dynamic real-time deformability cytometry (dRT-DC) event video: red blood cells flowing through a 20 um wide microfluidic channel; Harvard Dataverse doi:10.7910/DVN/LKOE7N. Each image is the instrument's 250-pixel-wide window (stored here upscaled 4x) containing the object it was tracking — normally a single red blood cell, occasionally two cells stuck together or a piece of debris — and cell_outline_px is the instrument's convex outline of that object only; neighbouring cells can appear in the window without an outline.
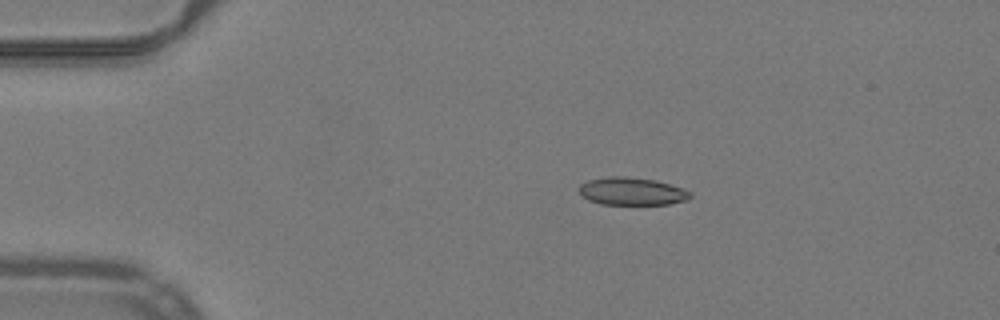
{"species": "common noctule bat (a hibernating species)", "species_latin": "Nyctalus noctula", "temperature_condition": "warm", "stored_images_in_passage": 8, "camera_frame_rate_fps": 3000, "um_per_image_px": 0.085, "animal": {"sex": "male", "body_mass_g": 19.2, "forearm_length_mm": 51.8}, "frame": {"image": 1, "passage_image": 1, "time_ms": 0.0, "image_size_px": [1000, 320], "cell_outline_px": [[692, 196], [688, 200], [668, 204], [600, 204], [588, 200], [580, 192], [580, 184], [588, 180], [608, 176], [624, 176], [656, 180], [692, 192]], "centroid_in_image_um": [53.71, 16.26], "position_along_channel_um": 31.3, "area_um2": 17.86}}
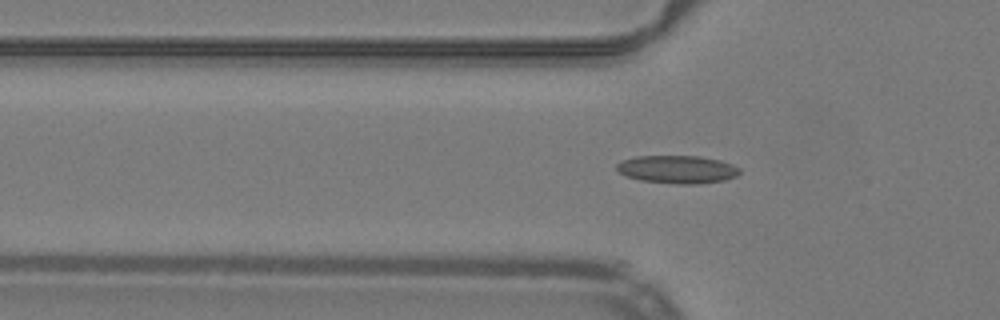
{"frame": {"image": 2, "passage_image": 8, "time_ms": 2.333, "image_size_px": [1000, 320], "cell_outline_px": [[740, 172], [736, 176], [724, 180], [696, 184], [680, 184], [640, 180], [628, 176], [620, 172], [616, 168], [616, 164], [620, 160], [636, 156], [700, 156], [720, 160], [732, 164], [740, 168]], "centroid_in_image_um": [57.57, 14.39], "position_along_channel_um": 68.2, "area_um2": 20.0}}